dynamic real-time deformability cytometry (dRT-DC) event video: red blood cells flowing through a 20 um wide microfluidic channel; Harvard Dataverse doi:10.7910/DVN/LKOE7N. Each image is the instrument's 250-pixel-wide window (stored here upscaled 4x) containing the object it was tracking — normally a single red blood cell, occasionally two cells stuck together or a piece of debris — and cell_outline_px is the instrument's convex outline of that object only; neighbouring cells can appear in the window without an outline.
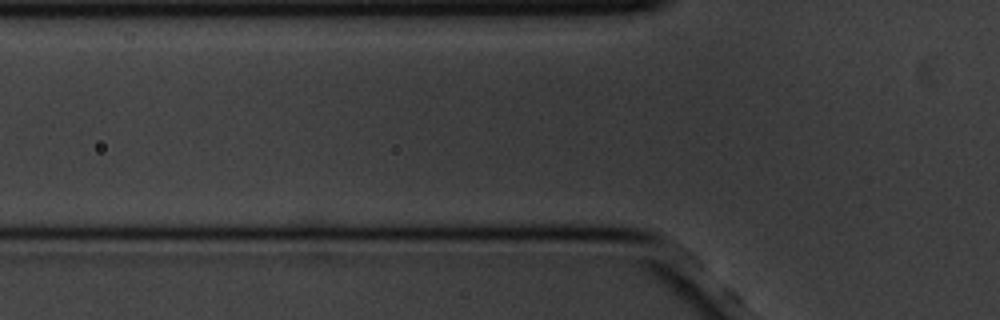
{"species": "common noctule bat (a hibernating species)", "species_latin": "Nyctalus noctula", "temperature_condition": "cold", "stored_images_in_passage": 3, "camera_frame_rate_fps": 3000, "um_per_image_px": 0.085, "animal": {"sex": "male", "body_mass_g": 20.1, "forearm_length_mm": 53.5}, "frame": {"image": 1, "passage_image": 2, "time_ms": 0.333, "image_size_px": [1000, 320], "cell_outline_px": [[588, 28], [580, 32], [396, 32], [416, 12], [580, 12]], "centroid_in_image_um": [42.07, 1.89], "position_along_channel_um": 83.7, "area_um2": 25.72}}